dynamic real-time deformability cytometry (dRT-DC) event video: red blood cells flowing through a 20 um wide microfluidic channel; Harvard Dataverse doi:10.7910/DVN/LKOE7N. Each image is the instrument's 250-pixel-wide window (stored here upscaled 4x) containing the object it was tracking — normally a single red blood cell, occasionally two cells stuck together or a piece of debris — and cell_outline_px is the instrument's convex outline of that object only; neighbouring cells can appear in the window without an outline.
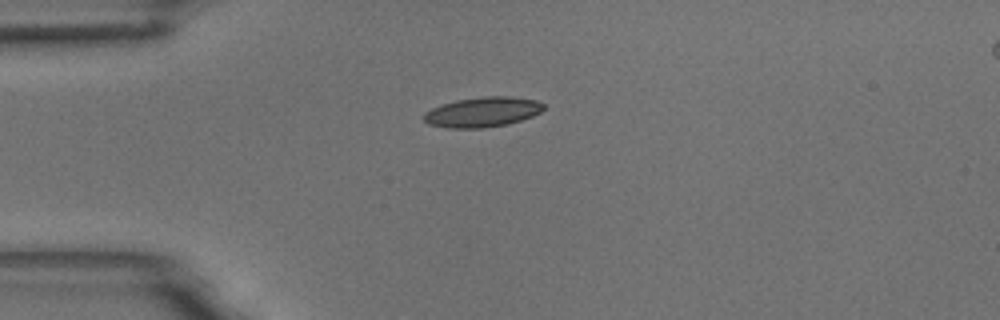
{"species": "common noctule bat (a hibernating species)", "species_latin": "Nyctalus noctula", "temperature_condition": "room temperature", "stored_images_in_passage": 43, "camera_frame_rate_fps": 3000, "um_per_image_px": 0.085, "animal": {"sex": "male", "body_mass_g": 18.8}, "frame": {"image": 1, "passage_image": 1, "time_ms": 0.0, "image_size_px": [1000, 320], "cell_outline_px": [[544, 108], [540, 112], [532, 116], [508, 124], [484, 128], [448, 128], [428, 124], [424, 120], [424, 112], [432, 108], [456, 100], [484, 96], [508, 96], [536, 100], [544, 104]], "centroid_in_image_um": [41.01, 9.52], "position_along_channel_um": 44.0, "area_um2": 20.87}}
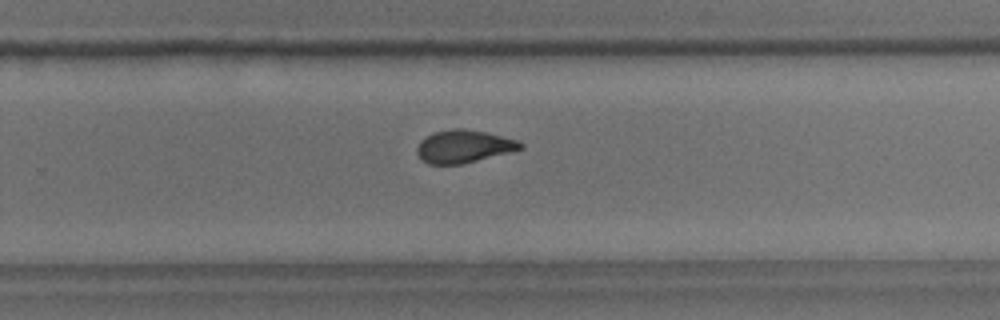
{"frame": {"image": 2, "passage_image": 23, "time_ms": 7.333, "image_size_px": [1000, 320], "cell_outline_px": [[524, 148], [512, 152], [460, 164], [428, 164], [416, 152], [416, 148], [420, 140], [432, 132], [452, 128], [460, 128], [484, 132], [516, 140], [524, 144]], "centroid_in_image_um": [39.4, 12.44], "position_along_channel_um": 290.4, "area_um2": 19.65}}
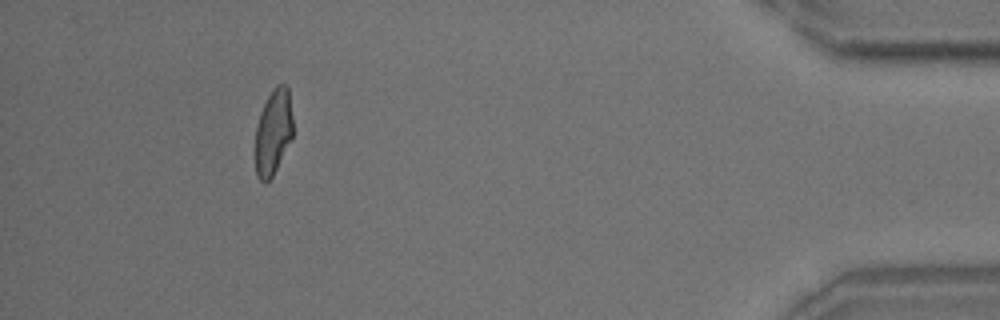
{"frame": {"image": 3, "passage_image": 38, "time_ms": 12.333, "image_size_px": [1000, 320], "cell_outline_px": [[292, 136], [272, 176], [264, 184], [256, 176], [256, 128], [260, 112], [272, 88], [276, 84], [284, 84], [288, 88], [292, 116]], "centroid_in_image_um": [23.21, 11.19], "position_along_channel_um": 412.0, "area_um2": 18.44}, "authors_computed_cell_mechanics": {"area_um2": 19.941, "velocity_mm_per_s": 3.6232, "shape_relaxation_time_tau1_ms": 5.6617, "shape_relaxation_time_tau2_ms": 1.4929, "deformation_change_tau1": 0.1982, "deformation_change_tau2": 0.0796}}